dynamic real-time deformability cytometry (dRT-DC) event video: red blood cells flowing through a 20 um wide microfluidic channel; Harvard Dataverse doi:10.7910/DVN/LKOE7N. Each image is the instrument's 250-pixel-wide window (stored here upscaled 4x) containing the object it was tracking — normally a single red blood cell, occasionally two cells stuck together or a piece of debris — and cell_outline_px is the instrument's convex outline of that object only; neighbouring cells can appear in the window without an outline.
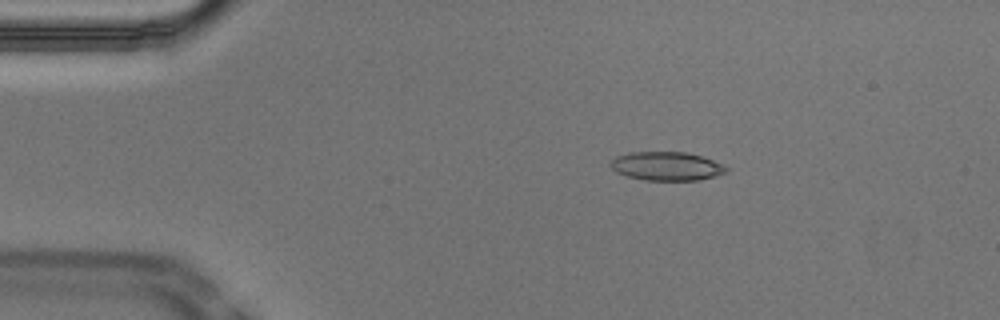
{"species": "Egyptian fruit bat (a non-hibernating species)", "species_latin": "Rousettus aegyptiacus", "temperature_condition": "cold", "stored_images_in_passage": 49, "camera_frame_rate_fps": 3000, "um_per_image_px": 0.085, "animal": {"sex": "male"}, "frame": {"image": 1, "passage_image": 4, "time_ms": 1.0, "image_size_px": [1000, 320], "cell_outline_px": [[728, 172], [716, 176], [696, 180], [644, 180], [628, 176], [616, 172], [608, 164], [616, 156], [628, 152], [688, 152], [724, 164], [728, 168]], "centroid_in_image_um": [56.66, 14.12], "position_along_channel_um": 28.3, "area_um2": 19.42}}
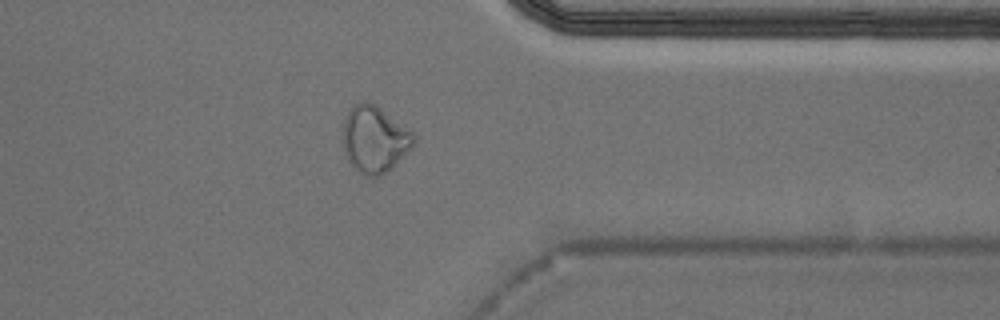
{"frame": {"image": 2, "passage_image": 37, "time_ms": 12.0, "image_size_px": [1000, 320], "cell_outline_px": [[416, 140], [392, 168], [380, 176], [368, 176], [360, 172], [348, 160], [344, 152], [344, 120], [352, 104], [360, 100], [364, 100], [376, 104], [412, 132], [416, 136]], "centroid_in_image_um": [31.82, 11.8], "position_along_channel_um": 379.6, "area_um2": 27.17}}
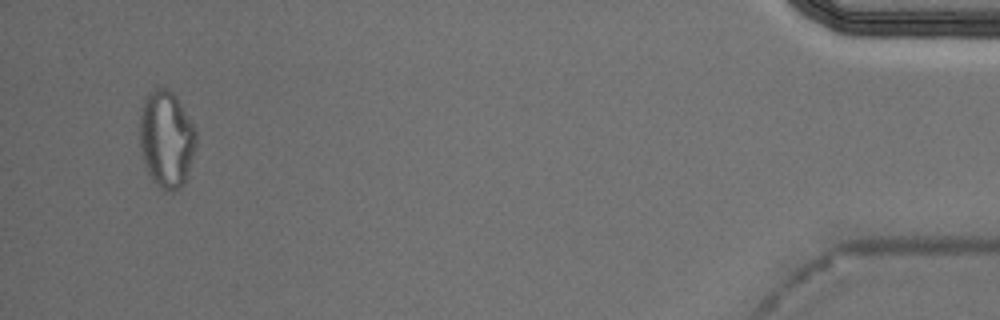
{"frame": {"image": 3, "passage_image": 46, "time_ms": 15.0, "image_size_px": [1000, 320], "cell_outline_px": [[196, 144], [188, 176], [184, 184], [180, 188], [172, 192], [164, 192], [152, 180], [148, 172], [140, 152], [140, 108], [148, 92], [152, 88], [168, 88], [176, 96], [196, 128]], "centroid_in_image_um": [14.15, 11.84], "position_along_channel_um": 421.1, "area_um2": 32.43}}